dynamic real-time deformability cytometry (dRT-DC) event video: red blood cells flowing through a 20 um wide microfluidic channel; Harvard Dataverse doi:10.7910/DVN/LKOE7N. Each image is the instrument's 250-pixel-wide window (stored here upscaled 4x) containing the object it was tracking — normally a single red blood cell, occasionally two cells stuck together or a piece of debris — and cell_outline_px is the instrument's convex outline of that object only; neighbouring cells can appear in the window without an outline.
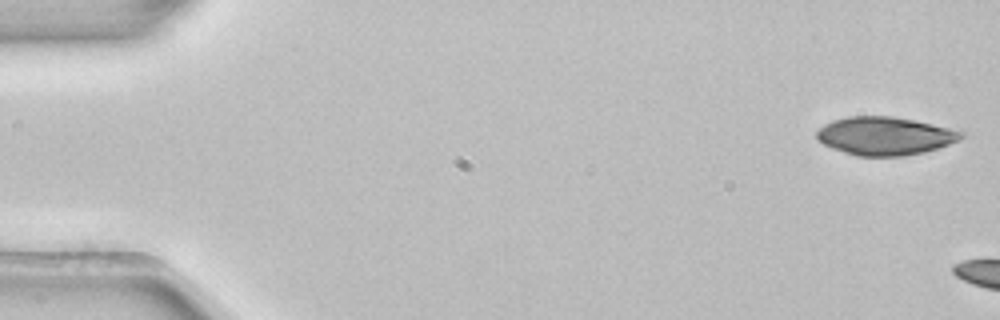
{"species": "common noctule bat (a hibernating species)", "species_latin": "Nyctalus noctula", "temperature_condition": "room temperature", "stored_images_in_passage": 5, "camera_frame_rate_fps": 3000, "um_per_image_px": 0.085, "animal": {"sex": "female", "body_mass_g": 22.7, "forearm_length_mm": 54.2}, "frame": {"image": 1, "passage_image": 1, "time_ms": 0.0, "image_size_px": [1000, 320], "cell_outline_px": [[964, 136], [960, 140], [940, 148], [924, 152], [904, 156], [856, 156], [832, 148], [824, 144], [816, 136], [816, 132], [824, 124], [832, 120], [848, 116], [892, 116], [932, 124], [964, 132]], "centroid_in_image_um": [75.22, 11.56], "position_along_channel_um": 9.8, "area_um2": 32.14}}
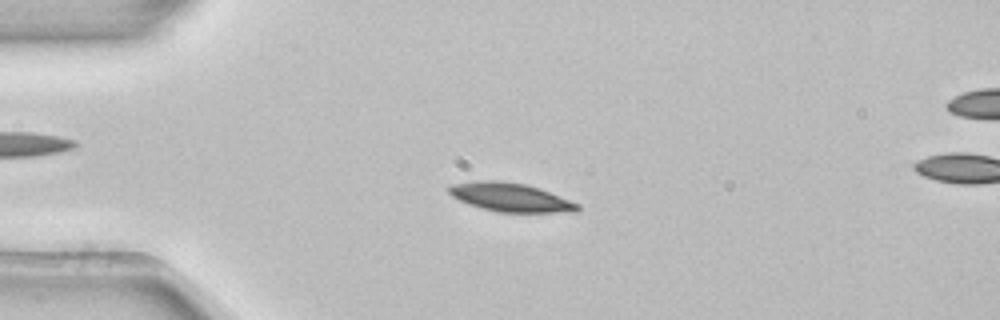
{"frame": {"image": 2, "passage_image": 4, "time_ms": 1.0, "image_size_px": [1000, 320], "cell_outline_px": [[580, 208], [576, 212], [496, 212], [480, 208], [468, 204], [452, 196], [444, 188], [448, 184], [476, 180], [500, 180], [524, 184], [540, 188], [580, 204]], "centroid_in_image_um": [43.33, 16.76], "position_along_channel_um": 41.7, "area_um2": 21.85}}